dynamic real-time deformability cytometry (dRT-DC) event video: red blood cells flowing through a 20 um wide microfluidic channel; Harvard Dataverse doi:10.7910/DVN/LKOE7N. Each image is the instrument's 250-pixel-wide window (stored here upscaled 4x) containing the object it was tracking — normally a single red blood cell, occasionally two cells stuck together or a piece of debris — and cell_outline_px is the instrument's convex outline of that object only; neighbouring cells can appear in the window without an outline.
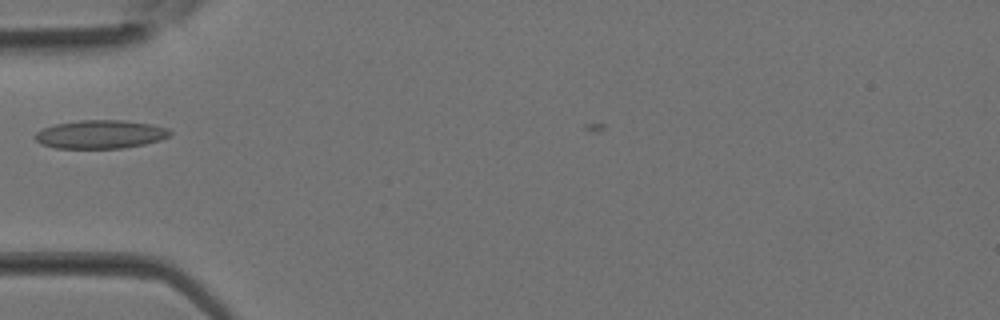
{"species": "Egyptian fruit bat (a non-hibernating species)", "species_latin": "Rousettus aegyptiacus", "temperature_condition": "room temperature", "stored_images_in_passage": 3, "camera_frame_rate_fps": 3000, "um_per_image_px": 0.085, "animal": {"sex": "female"}, "frame": {"image": 1, "passage_image": 1, "time_ms": 0.0, "image_size_px": [1000, 320], "cell_outline_px": [[172, 132], [168, 136], [160, 140], [144, 144], [124, 148], [56, 148], [40, 144], [32, 136], [36, 132], [44, 128], [56, 124], [80, 120], [124, 120], [152, 124], [168, 128]], "centroid_in_image_um": [8.53, 11.42], "position_along_channel_um": 76.5, "area_um2": 22.43}}